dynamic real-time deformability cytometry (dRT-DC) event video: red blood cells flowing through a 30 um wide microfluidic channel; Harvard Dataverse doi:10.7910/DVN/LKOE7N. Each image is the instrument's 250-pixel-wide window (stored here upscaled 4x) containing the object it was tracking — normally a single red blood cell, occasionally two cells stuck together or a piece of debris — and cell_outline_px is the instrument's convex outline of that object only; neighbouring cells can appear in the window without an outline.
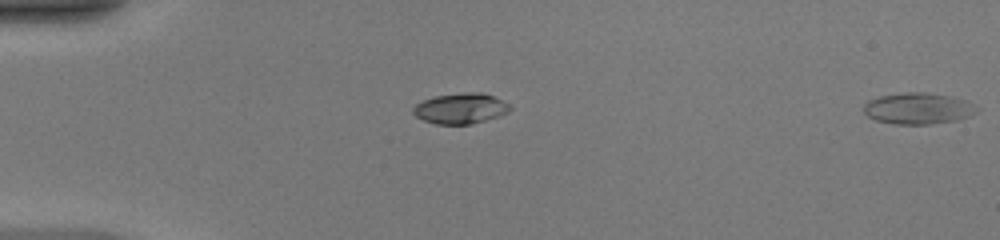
{"species": "common noctule bat (a hibernating species)", "species_latin": "Nyctalus noctula", "temperature_condition": "warm", "stored_images_in_passage": 12, "segment_of_instrument_passage": [2, 2], "camera_frame_rate_fps": 3000, "um_per_image_px": 0.085, "animal": {"sex": "female", "body_mass_g": 20.0, "forearm_length_mm": 54.0}, "frame": {"image": 1, "passage_image": 12, "time_ms": 3.667, "image_size_px": [1000, 240], "cell_outline_px": [[980, 108], [976, 112], [968, 116], [956, 120], [928, 124], [892, 124], [876, 120], [868, 116], [864, 112], [864, 104], [868, 100], [880, 96], [904, 92], [924, 92], [948, 96], [968, 100], [976, 104]], "centroid_in_image_um": [78.06, 9.21], "position_along_channel_um": 6.9, "area_um2": 20.69}}